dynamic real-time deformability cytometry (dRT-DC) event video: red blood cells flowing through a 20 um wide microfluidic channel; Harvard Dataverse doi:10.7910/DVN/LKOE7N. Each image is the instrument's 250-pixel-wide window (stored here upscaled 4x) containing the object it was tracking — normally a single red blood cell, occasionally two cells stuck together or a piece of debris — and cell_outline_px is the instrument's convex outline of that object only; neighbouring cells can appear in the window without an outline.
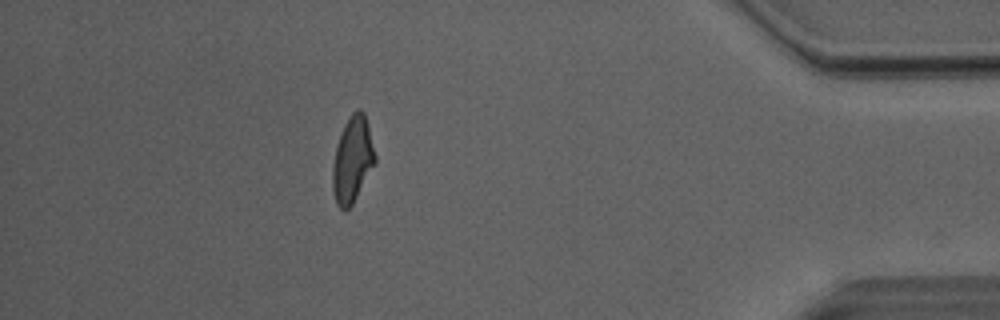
{"species": "Egyptian fruit bat (a non-hibernating species)", "species_latin": "Rousettus aegyptiacus", "temperature_condition": "room temperature", "stored_images_in_passage": 31, "camera_frame_rate_fps": 3000, "um_per_image_px": 0.085, "animal": {"sex": "male"}, "frame": {"image": 1, "passage_image": 30, "time_ms": 9.667, "image_size_px": [1000, 320], "cell_outline_px": [[376, 164], [352, 204], [344, 212], [336, 204], [332, 188], [332, 168], [336, 148], [340, 132], [344, 124], [352, 112], [356, 108], [360, 108], [364, 112], [376, 156]], "centroid_in_image_um": [29.96, 13.57], "position_along_channel_um": 405.2, "area_um2": 21.39}, "authors_computed_cell_mechanics": {"area_um2": 21.386, "velocity_mm_per_s": 4.064, "shape_relaxation_time_tau1_ms": 6.8288, "shape_relaxation_time_tau2_ms": 2.0536, "deformation_change_tau1": 0.1779, "deformation_change_tau2": 0.1006}}